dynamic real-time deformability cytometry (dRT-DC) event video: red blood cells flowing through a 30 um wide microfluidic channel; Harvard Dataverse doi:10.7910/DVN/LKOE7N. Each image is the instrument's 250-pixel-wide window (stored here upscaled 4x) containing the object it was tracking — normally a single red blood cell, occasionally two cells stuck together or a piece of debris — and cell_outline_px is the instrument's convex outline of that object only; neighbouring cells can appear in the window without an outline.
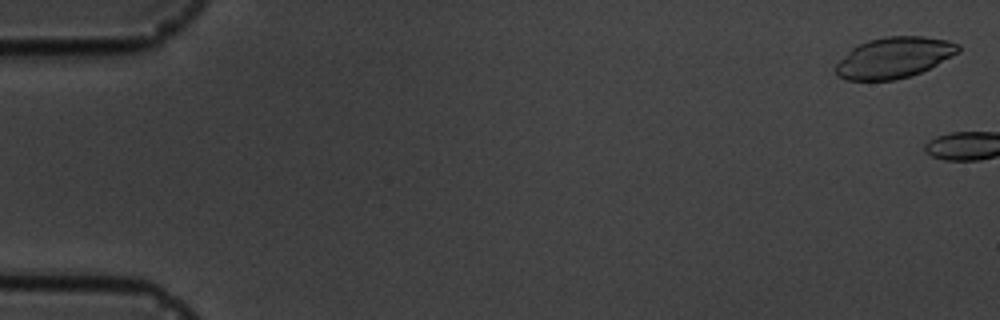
{"species": "common noctule bat (a hibernating species)", "species_latin": "Nyctalus noctula", "temperature_condition": "cold", "stored_images_in_passage": 2, "camera_frame_rate_fps": 3000, "um_per_image_px": 0.085, "animal": {"sex": "male", "body_mass_g": 19.5, "forearm_length_mm": 54.6}, "frame": {"image": 1, "passage_image": 1, "time_ms": 0.0, "image_size_px": [1000, 320], "cell_outline_px": [[960, 52], [920, 72], [908, 76], [892, 80], [848, 80], [840, 76], [836, 72], [836, 64], [852, 48], [868, 40], [884, 36], [924, 36], [948, 40], [960, 44]], "centroid_in_image_um": [76.02, 4.88], "position_along_channel_um": 9.0, "area_um2": 28.84}}